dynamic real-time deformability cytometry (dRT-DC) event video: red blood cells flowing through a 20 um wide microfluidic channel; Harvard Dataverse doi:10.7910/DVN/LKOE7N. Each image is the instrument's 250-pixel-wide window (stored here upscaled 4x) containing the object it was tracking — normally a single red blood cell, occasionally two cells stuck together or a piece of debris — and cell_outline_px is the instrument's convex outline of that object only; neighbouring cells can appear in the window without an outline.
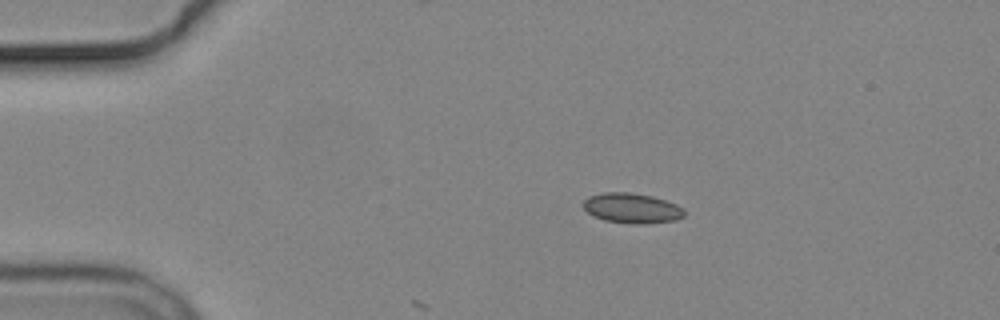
{"species": "common noctule bat (a hibernating species)", "species_latin": "Nyctalus noctula", "temperature_condition": "cold", "stored_images_in_passage": 5, "camera_frame_rate_fps": 3000, "um_per_image_px": 0.085, "animal": {"sex": "male", "body_mass_g": 19.2, "forearm_length_mm": 51.8}, "frame": {"image": 1, "passage_image": 1, "time_ms": 0.0, "image_size_px": [1000, 320], "cell_outline_px": [[684, 216], [676, 220], [644, 224], [632, 224], [604, 220], [588, 212], [584, 208], [584, 200], [588, 196], [604, 192], [628, 192], [652, 196], [676, 204], [684, 208]], "centroid_in_image_um": [53.73, 17.69], "position_along_channel_um": 31.3, "area_um2": 17.63}}
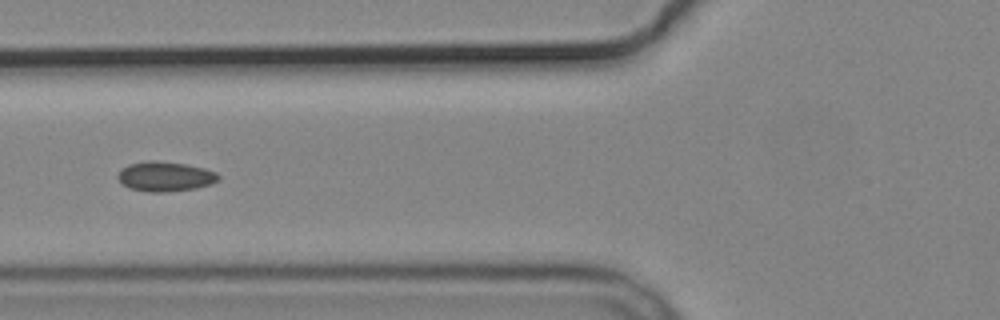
{"frame": {"image": 2, "passage_image": 4, "time_ms": 3.667, "image_size_px": [1000, 320], "cell_outline_px": [[220, 180], [212, 184], [196, 188], [164, 192], [148, 192], [128, 188], [116, 176], [128, 164], [148, 160], [184, 164], [204, 168], [216, 172], [220, 176]], "centroid_in_image_um": [14.07, 15.01], "position_along_channel_um": 111.7, "area_um2": 17.34}}
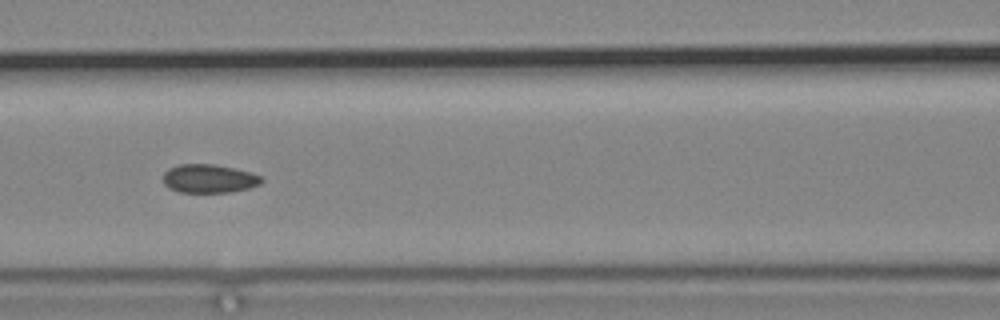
{"frame": {"image": 3, "passage_image": 5, "time_ms": 4.667, "image_size_px": [1000, 320], "cell_outline_px": [[264, 180], [260, 184], [248, 188], [228, 192], [180, 192], [168, 188], [164, 184], [164, 172], [168, 168], [180, 164], [216, 164], [252, 172], [260, 176]], "centroid_in_image_um": [17.76, 15.17], "position_along_channel_um": 148.8, "area_um2": 16.42}}